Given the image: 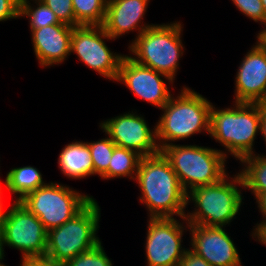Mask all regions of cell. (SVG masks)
I'll use <instances>...</instances> for the list:
<instances>
[{
	"mask_svg": "<svg viewBox=\"0 0 266 266\" xmlns=\"http://www.w3.org/2000/svg\"><path fill=\"white\" fill-rule=\"evenodd\" d=\"M134 181L141 191L139 202L146 207L148 218L185 217L187 194L161 152L141 158Z\"/></svg>",
	"mask_w": 266,
	"mask_h": 266,
	"instance_id": "obj_1",
	"label": "cell"
},
{
	"mask_svg": "<svg viewBox=\"0 0 266 266\" xmlns=\"http://www.w3.org/2000/svg\"><path fill=\"white\" fill-rule=\"evenodd\" d=\"M160 109L156 122V139L160 150L198 133L210 131V111L213 103L186 85Z\"/></svg>",
	"mask_w": 266,
	"mask_h": 266,
	"instance_id": "obj_2",
	"label": "cell"
},
{
	"mask_svg": "<svg viewBox=\"0 0 266 266\" xmlns=\"http://www.w3.org/2000/svg\"><path fill=\"white\" fill-rule=\"evenodd\" d=\"M259 130L260 117L254 103L233 102L232 106L220 109L212 105L209 136L224 147L220 151L227 159L231 155L240 163L254 155Z\"/></svg>",
	"mask_w": 266,
	"mask_h": 266,
	"instance_id": "obj_3",
	"label": "cell"
},
{
	"mask_svg": "<svg viewBox=\"0 0 266 266\" xmlns=\"http://www.w3.org/2000/svg\"><path fill=\"white\" fill-rule=\"evenodd\" d=\"M242 190L244 184L239 172L233 176L228 173L217 183L190 190L186 203L187 206L193 203L195 208L187 211L186 221L203 226H229L244 204Z\"/></svg>",
	"mask_w": 266,
	"mask_h": 266,
	"instance_id": "obj_4",
	"label": "cell"
},
{
	"mask_svg": "<svg viewBox=\"0 0 266 266\" xmlns=\"http://www.w3.org/2000/svg\"><path fill=\"white\" fill-rule=\"evenodd\" d=\"M183 27L184 24L180 21H173L146 29L128 44L129 57L175 82L179 60L185 52L182 42Z\"/></svg>",
	"mask_w": 266,
	"mask_h": 266,
	"instance_id": "obj_5",
	"label": "cell"
},
{
	"mask_svg": "<svg viewBox=\"0 0 266 266\" xmlns=\"http://www.w3.org/2000/svg\"><path fill=\"white\" fill-rule=\"evenodd\" d=\"M160 152L170 162L185 193L219 182L228 172L227 158L220 149L191 144H172Z\"/></svg>",
	"mask_w": 266,
	"mask_h": 266,
	"instance_id": "obj_6",
	"label": "cell"
},
{
	"mask_svg": "<svg viewBox=\"0 0 266 266\" xmlns=\"http://www.w3.org/2000/svg\"><path fill=\"white\" fill-rule=\"evenodd\" d=\"M101 208L93 198L78 214L61 226L47 232L46 254L66 263L101 242L97 233Z\"/></svg>",
	"mask_w": 266,
	"mask_h": 266,
	"instance_id": "obj_7",
	"label": "cell"
},
{
	"mask_svg": "<svg viewBox=\"0 0 266 266\" xmlns=\"http://www.w3.org/2000/svg\"><path fill=\"white\" fill-rule=\"evenodd\" d=\"M93 198L67 184L50 181L27 194L19 203L36 215L48 232L73 218Z\"/></svg>",
	"mask_w": 266,
	"mask_h": 266,
	"instance_id": "obj_8",
	"label": "cell"
},
{
	"mask_svg": "<svg viewBox=\"0 0 266 266\" xmlns=\"http://www.w3.org/2000/svg\"><path fill=\"white\" fill-rule=\"evenodd\" d=\"M105 40L114 41L102 25L75 26L70 40V55L76 54L87 68L115 82L124 54L112 52Z\"/></svg>",
	"mask_w": 266,
	"mask_h": 266,
	"instance_id": "obj_9",
	"label": "cell"
},
{
	"mask_svg": "<svg viewBox=\"0 0 266 266\" xmlns=\"http://www.w3.org/2000/svg\"><path fill=\"white\" fill-rule=\"evenodd\" d=\"M6 210L0 258L5 259V246L21 253V260L45 256L47 231L39 218L19 202Z\"/></svg>",
	"mask_w": 266,
	"mask_h": 266,
	"instance_id": "obj_10",
	"label": "cell"
},
{
	"mask_svg": "<svg viewBox=\"0 0 266 266\" xmlns=\"http://www.w3.org/2000/svg\"><path fill=\"white\" fill-rule=\"evenodd\" d=\"M146 229V266H178L189 249L182 246L183 236L189 231L185 217L148 218Z\"/></svg>",
	"mask_w": 266,
	"mask_h": 266,
	"instance_id": "obj_11",
	"label": "cell"
},
{
	"mask_svg": "<svg viewBox=\"0 0 266 266\" xmlns=\"http://www.w3.org/2000/svg\"><path fill=\"white\" fill-rule=\"evenodd\" d=\"M144 115L135 110L101 121L99 128L105 132L118 147L135 151L142 157L160 153L156 139V126L152 129Z\"/></svg>",
	"mask_w": 266,
	"mask_h": 266,
	"instance_id": "obj_12",
	"label": "cell"
},
{
	"mask_svg": "<svg viewBox=\"0 0 266 266\" xmlns=\"http://www.w3.org/2000/svg\"><path fill=\"white\" fill-rule=\"evenodd\" d=\"M116 82L124 84L137 98L158 109H161L173 95L169 89V85H174L173 80L150 67L135 62L126 54L120 63Z\"/></svg>",
	"mask_w": 266,
	"mask_h": 266,
	"instance_id": "obj_13",
	"label": "cell"
},
{
	"mask_svg": "<svg viewBox=\"0 0 266 266\" xmlns=\"http://www.w3.org/2000/svg\"><path fill=\"white\" fill-rule=\"evenodd\" d=\"M188 232L189 249L211 266H243L236 243L225 227L189 224Z\"/></svg>",
	"mask_w": 266,
	"mask_h": 266,
	"instance_id": "obj_14",
	"label": "cell"
},
{
	"mask_svg": "<svg viewBox=\"0 0 266 266\" xmlns=\"http://www.w3.org/2000/svg\"><path fill=\"white\" fill-rule=\"evenodd\" d=\"M254 44L238 66L233 102L266 100V51Z\"/></svg>",
	"mask_w": 266,
	"mask_h": 266,
	"instance_id": "obj_15",
	"label": "cell"
},
{
	"mask_svg": "<svg viewBox=\"0 0 266 266\" xmlns=\"http://www.w3.org/2000/svg\"><path fill=\"white\" fill-rule=\"evenodd\" d=\"M150 0H107L106 16L102 25L114 40L125 34L137 32V38L143 31L156 25L145 23L143 18Z\"/></svg>",
	"mask_w": 266,
	"mask_h": 266,
	"instance_id": "obj_16",
	"label": "cell"
},
{
	"mask_svg": "<svg viewBox=\"0 0 266 266\" xmlns=\"http://www.w3.org/2000/svg\"><path fill=\"white\" fill-rule=\"evenodd\" d=\"M73 28L61 23L33 29L30 32L34 54L41 67L61 65L69 58Z\"/></svg>",
	"mask_w": 266,
	"mask_h": 266,
	"instance_id": "obj_17",
	"label": "cell"
},
{
	"mask_svg": "<svg viewBox=\"0 0 266 266\" xmlns=\"http://www.w3.org/2000/svg\"><path fill=\"white\" fill-rule=\"evenodd\" d=\"M58 168L69 179H85L94 175L93 161L87 141H72L58 156Z\"/></svg>",
	"mask_w": 266,
	"mask_h": 266,
	"instance_id": "obj_18",
	"label": "cell"
},
{
	"mask_svg": "<svg viewBox=\"0 0 266 266\" xmlns=\"http://www.w3.org/2000/svg\"><path fill=\"white\" fill-rule=\"evenodd\" d=\"M4 178L6 190L15 195L13 202H19L27 194L47 184L38 168L30 165L11 168Z\"/></svg>",
	"mask_w": 266,
	"mask_h": 266,
	"instance_id": "obj_19",
	"label": "cell"
},
{
	"mask_svg": "<svg viewBox=\"0 0 266 266\" xmlns=\"http://www.w3.org/2000/svg\"><path fill=\"white\" fill-rule=\"evenodd\" d=\"M239 173L242 177L244 190H249L256 198L266 192V155L247 156L240 161Z\"/></svg>",
	"mask_w": 266,
	"mask_h": 266,
	"instance_id": "obj_20",
	"label": "cell"
},
{
	"mask_svg": "<svg viewBox=\"0 0 266 266\" xmlns=\"http://www.w3.org/2000/svg\"><path fill=\"white\" fill-rule=\"evenodd\" d=\"M141 158L135 151L116 146L108 166V180L126 177L135 180Z\"/></svg>",
	"mask_w": 266,
	"mask_h": 266,
	"instance_id": "obj_21",
	"label": "cell"
},
{
	"mask_svg": "<svg viewBox=\"0 0 266 266\" xmlns=\"http://www.w3.org/2000/svg\"><path fill=\"white\" fill-rule=\"evenodd\" d=\"M24 17L29 20L30 32L44 26L61 24L56 14L41 0L20 1V18Z\"/></svg>",
	"mask_w": 266,
	"mask_h": 266,
	"instance_id": "obj_22",
	"label": "cell"
},
{
	"mask_svg": "<svg viewBox=\"0 0 266 266\" xmlns=\"http://www.w3.org/2000/svg\"><path fill=\"white\" fill-rule=\"evenodd\" d=\"M107 0H72L75 26L103 25Z\"/></svg>",
	"mask_w": 266,
	"mask_h": 266,
	"instance_id": "obj_23",
	"label": "cell"
},
{
	"mask_svg": "<svg viewBox=\"0 0 266 266\" xmlns=\"http://www.w3.org/2000/svg\"><path fill=\"white\" fill-rule=\"evenodd\" d=\"M107 137L97 141L87 142L93 161L94 175H98L101 179L108 180V166L116 147V144Z\"/></svg>",
	"mask_w": 266,
	"mask_h": 266,
	"instance_id": "obj_24",
	"label": "cell"
},
{
	"mask_svg": "<svg viewBox=\"0 0 266 266\" xmlns=\"http://www.w3.org/2000/svg\"><path fill=\"white\" fill-rule=\"evenodd\" d=\"M65 264L66 266H113L114 263L107 256L101 241L95 247L82 252Z\"/></svg>",
	"mask_w": 266,
	"mask_h": 266,
	"instance_id": "obj_25",
	"label": "cell"
},
{
	"mask_svg": "<svg viewBox=\"0 0 266 266\" xmlns=\"http://www.w3.org/2000/svg\"><path fill=\"white\" fill-rule=\"evenodd\" d=\"M244 16L260 25L266 22V15L261 0H231Z\"/></svg>",
	"mask_w": 266,
	"mask_h": 266,
	"instance_id": "obj_26",
	"label": "cell"
},
{
	"mask_svg": "<svg viewBox=\"0 0 266 266\" xmlns=\"http://www.w3.org/2000/svg\"><path fill=\"white\" fill-rule=\"evenodd\" d=\"M57 16L61 23L75 27V15L72 0H41Z\"/></svg>",
	"mask_w": 266,
	"mask_h": 266,
	"instance_id": "obj_27",
	"label": "cell"
},
{
	"mask_svg": "<svg viewBox=\"0 0 266 266\" xmlns=\"http://www.w3.org/2000/svg\"><path fill=\"white\" fill-rule=\"evenodd\" d=\"M20 19V0H0V22Z\"/></svg>",
	"mask_w": 266,
	"mask_h": 266,
	"instance_id": "obj_28",
	"label": "cell"
},
{
	"mask_svg": "<svg viewBox=\"0 0 266 266\" xmlns=\"http://www.w3.org/2000/svg\"><path fill=\"white\" fill-rule=\"evenodd\" d=\"M25 266H66L65 263L59 262L48 256H39L23 260Z\"/></svg>",
	"mask_w": 266,
	"mask_h": 266,
	"instance_id": "obj_29",
	"label": "cell"
},
{
	"mask_svg": "<svg viewBox=\"0 0 266 266\" xmlns=\"http://www.w3.org/2000/svg\"><path fill=\"white\" fill-rule=\"evenodd\" d=\"M178 266H211L205 259L188 249Z\"/></svg>",
	"mask_w": 266,
	"mask_h": 266,
	"instance_id": "obj_30",
	"label": "cell"
},
{
	"mask_svg": "<svg viewBox=\"0 0 266 266\" xmlns=\"http://www.w3.org/2000/svg\"><path fill=\"white\" fill-rule=\"evenodd\" d=\"M258 110L260 117V133L266 146V100L253 102Z\"/></svg>",
	"mask_w": 266,
	"mask_h": 266,
	"instance_id": "obj_31",
	"label": "cell"
},
{
	"mask_svg": "<svg viewBox=\"0 0 266 266\" xmlns=\"http://www.w3.org/2000/svg\"><path fill=\"white\" fill-rule=\"evenodd\" d=\"M259 222V223H258ZM250 233L252 238L266 246V221H258Z\"/></svg>",
	"mask_w": 266,
	"mask_h": 266,
	"instance_id": "obj_32",
	"label": "cell"
},
{
	"mask_svg": "<svg viewBox=\"0 0 266 266\" xmlns=\"http://www.w3.org/2000/svg\"><path fill=\"white\" fill-rule=\"evenodd\" d=\"M3 193L0 194V253L2 251L3 235H4V221L6 217V210L3 205Z\"/></svg>",
	"mask_w": 266,
	"mask_h": 266,
	"instance_id": "obj_33",
	"label": "cell"
},
{
	"mask_svg": "<svg viewBox=\"0 0 266 266\" xmlns=\"http://www.w3.org/2000/svg\"><path fill=\"white\" fill-rule=\"evenodd\" d=\"M254 200H256L260 215H262L261 220L266 221V192L260 193Z\"/></svg>",
	"mask_w": 266,
	"mask_h": 266,
	"instance_id": "obj_34",
	"label": "cell"
},
{
	"mask_svg": "<svg viewBox=\"0 0 266 266\" xmlns=\"http://www.w3.org/2000/svg\"><path fill=\"white\" fill-rule=\"evenodd\" d=\"M263 29L256 34V44L266 51V22L262 24Z\"/></svg>",
	"mask_w": 266,
	"mask_h": 266,
	"instance_id": "obj_35",
	"label": "cell"
},
{
	"mask_svg": "<svg viewBox=\"0 0 266 266\" xmlns=\"http://www.w3.org/2000/svg\"><path fill=\"white\" fill-rule=\"evenodd\" d=\"M3 260H4L3 258H0V266H8V265H5V264L2 262ZM20 262H21L20 266H25L23 260H20Z\"/></svg>",
	"mask_w": 266,
	"mask_h": 266,
	"instance_id": "obj_36",
	"label": "cell"
},
{
	"mask_svg": "<svg viewBox=\"0 0 266 266\" xmlns=\"http://www.w3.org/2000/svg\"><path fill=\"white\" fill-rule=\"evenodd\" d=\"M262 1V5H263V9L266 15V0H261Z\"/></svg>",
	"mask_w": 266,
	"mask_h": 266,
	"instance_id": "obj_37",
	"label": "cell"
},
{
	"mask_svg": "<svg viewBox=\"0 0 266 266\" xmlns=\"http://www.w3.org/2000/svg\"><path fill=\"white\" fill-rule=\"evenodd\" d=\"M1 171V170H0ZM1 173V172H0ZM2 179H1V176H0V194L3 193V188H2Z\"/></svg>",
	"mask_w": 266,
	"mask_h": 266,
	"instance_id": "obj_38",
	"label": "cell"
}]
</instances>
